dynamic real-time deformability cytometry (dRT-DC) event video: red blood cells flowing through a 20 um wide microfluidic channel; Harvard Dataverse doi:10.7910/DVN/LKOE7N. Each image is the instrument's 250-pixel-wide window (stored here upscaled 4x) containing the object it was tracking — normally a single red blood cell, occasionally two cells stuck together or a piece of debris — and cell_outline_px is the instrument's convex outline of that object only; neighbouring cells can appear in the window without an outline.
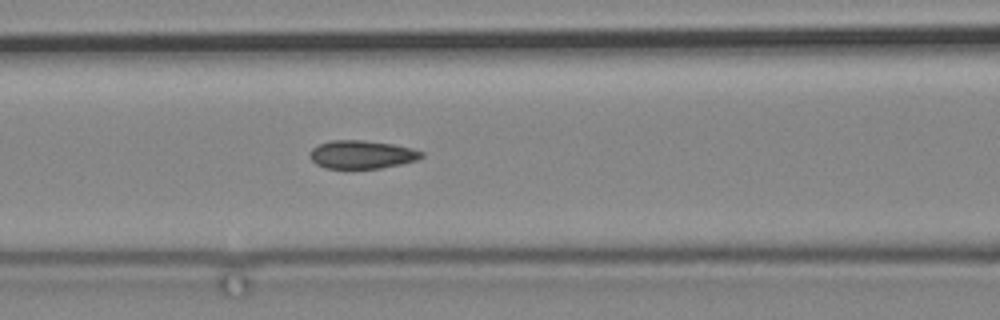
{"species": "common noctule bat (a hibernating species)", "species_latin": "Nyctalus noctula", "temperature_condition": "cold", "stored_images_in_passage": 4, "camera_frame_rate_fps": 3000, "um_per_image_px": 0.085, "animal": {"sex": "male", "body_mass_g": 19.2, "forearm_length_mm": 51.8}, "frame": {"image": 1, "passage_image": 4, "time_ms": 3.333, "image_size_px": [1000, 320], "cell_outline_px": [[424, 156], [416, 160], [400, 164], [380, 168], [324, 168], [316, 164], [308, 156], [308, 152], [312, 148], [320, 144], [332, 140], [364, 140], [392, 144], [412, 148], [424, 152]], "centroid_in_image_um": [30.73, 13.13], "position_along_channel_um": 135.9, "area_um2": 18.38}}